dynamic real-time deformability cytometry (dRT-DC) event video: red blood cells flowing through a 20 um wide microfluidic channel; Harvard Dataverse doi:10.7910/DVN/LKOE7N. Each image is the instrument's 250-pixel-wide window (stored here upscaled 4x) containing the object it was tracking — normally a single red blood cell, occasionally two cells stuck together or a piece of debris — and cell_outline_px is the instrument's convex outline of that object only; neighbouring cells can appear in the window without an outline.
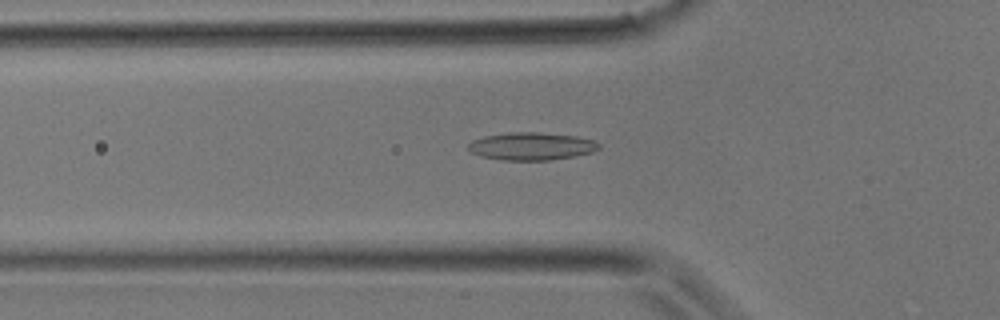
{"species": "common noctule bat (a hibernating species)", "species_latin": "Nyctalus noctula", "temperature_condition": "room temperature", "stored_images_in_passage": 36, "camera_frame_rate_fps": 3000, "um_per_image_px": 0.085, "animal": {"sex": "male", "body_mass_g": 17.9}, "frame": {"image": 1, "passage_image": 12, "time_ms": 3.667, "image_size_px": [1000, 320], "cell_outline_px": [[600, 148], [592, 152], [576, 156], [552, 160], [500, 160], [480, 156], [472, 152], [468, 148], [468, 144], [472, 140], [484, 136], [508, 132], [540, 132], [576, 136], [592, 140], [600, 144]], "centroid_in_image_um": [45.17, 12.43], "position_along_channel_um": 80.6, "area_um2": 21.21}}
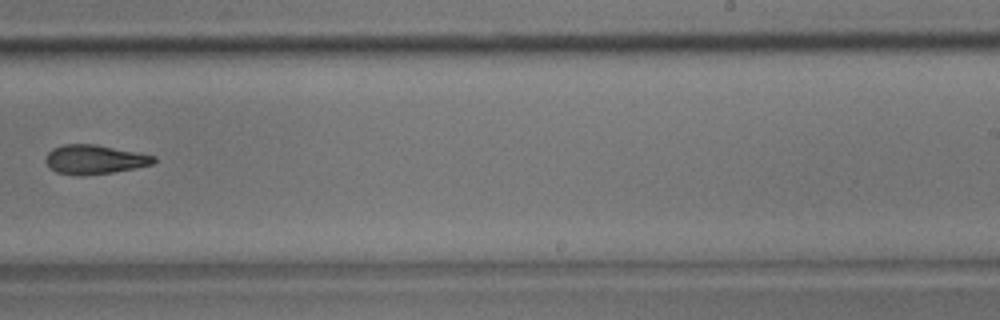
{"frame": {"image": 2, "passage_image": 23, "time_ms": 7.333, "image_size_px": [1000, 320], "cell_outline_px": [[156, 160], [152, 164], [136, 168], [112, 172], [84, 176], [76, 176], [56, 172], [48, 168], [44, 160], [48, 152], [52, 148], [64, 144], [96, 144], [156, 156]], "centroid_in_image_um": [7.98, 13.56], "position_along_channel_um": 281.0, "area_um2": 18.61}}
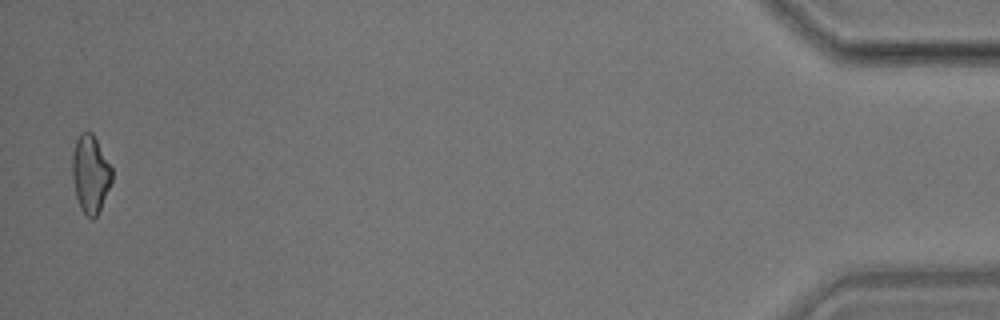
{"frame": {"image": 3, "passage_image": 36, "time_ms": 11.667, "image_size_px": [1000, 320], "cell_outline_px": [[112, 184], [96, 216], [92, 220], [80, 208], [76, 196], [72, 176], [72, 152], [76, 140], [80, 132], [92, 132], [112, 168]], "centroid_in_image_um": [7.68, 14.78], "position_along_channel_um": 427.5, "area_um2": 17.92}}